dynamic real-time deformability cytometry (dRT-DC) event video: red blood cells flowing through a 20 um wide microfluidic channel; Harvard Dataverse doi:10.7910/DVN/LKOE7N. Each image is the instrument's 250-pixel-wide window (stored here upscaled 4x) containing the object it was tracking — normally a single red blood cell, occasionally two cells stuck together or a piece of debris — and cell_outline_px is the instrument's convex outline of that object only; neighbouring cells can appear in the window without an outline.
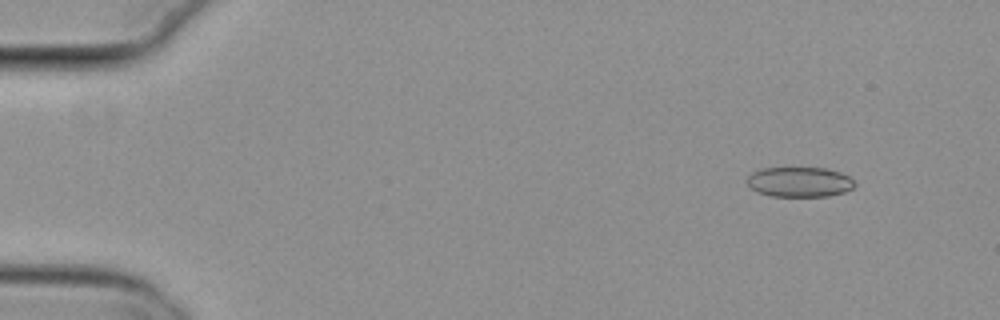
{"species": "common noctule bat (a hibernating species)", "species_latin": "Nyctalus noctula", "temperature_condition": "cold", "stored_images_in_passage": 56, "segment_of_instrument_passage": [1, 2], "camera_frame_rate_fps": 3000, "um_per_image_px": 0.085, "animal": {"sex": "female", "body_mass_g": 29.2, "forearm_length_mm": 56.3}, "frame": {"image": 1, "passage_image": 6, "time_ms": 1.667, "image_size_px": [1000, 320], "cell_outline_px": [[856, 184], [852, 188], [844, 192], [828, 196], [772, 196], [756, 192], [748, 184], [748, 176], [752, 172], [760, 168], [824, 168], [840, 172], [848, 176]], "centroid_in_image_um": [67.95, 15.46], "position_along_channel_um": 17.1, "area_um2": 18.73}}
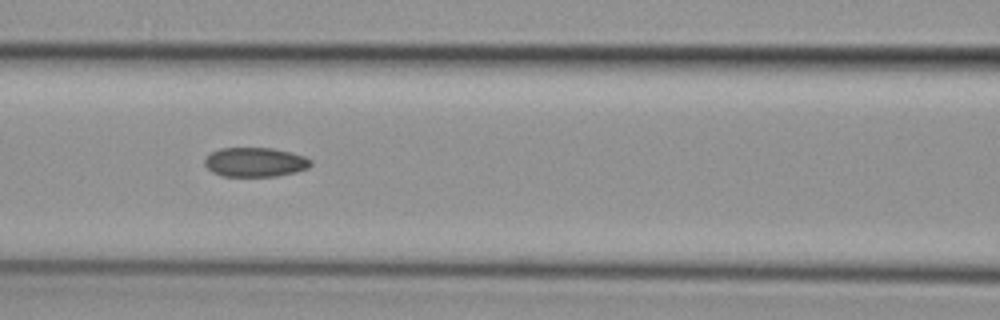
{"frame": {"image": 2, "passage_image": 25, "time_ms": 8.0, "image_size_px": [1000, 320], "cell_outline_px": [[312, 164], [308, 168], [296, 172], [276, 176], [224, 176], [212, 172], [204, 164], [204, 160], [212, 152], [220, 148], [272, 148], [292, 152], [304, 156], [312, 160]], "centroid_in_image_um": [21.71, 13.78], "position_along_channel_um": 144.9, "area_um2": 18.15}}
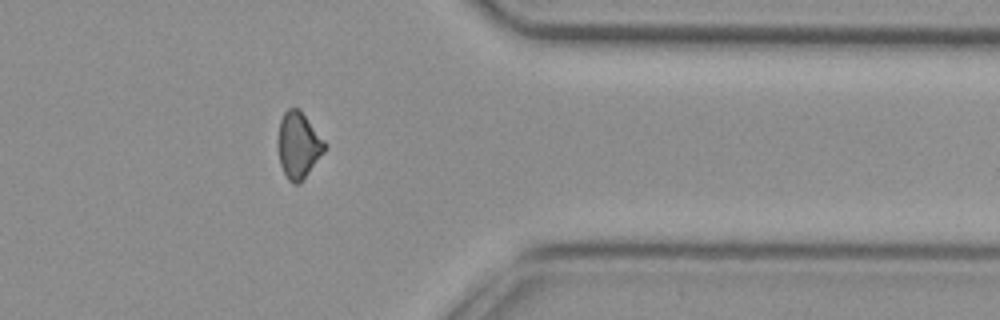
{"frame": {"image": 3, "passage_image": 45, "time_ms": 14.667, "image_size_px": [1000, 320], "cell_outline_px": [[328, 148], [300, 184], [292, 184], [288, 180], [280, 164], [276, 144], [276, 140], [280, 120], [284, 112], [288, 108], [300, 108], [328, 144]], "centroid_in_image_um": [25.37, 12.33], "position_along_channel_um": 386.0, "area_um2": 18.73}}